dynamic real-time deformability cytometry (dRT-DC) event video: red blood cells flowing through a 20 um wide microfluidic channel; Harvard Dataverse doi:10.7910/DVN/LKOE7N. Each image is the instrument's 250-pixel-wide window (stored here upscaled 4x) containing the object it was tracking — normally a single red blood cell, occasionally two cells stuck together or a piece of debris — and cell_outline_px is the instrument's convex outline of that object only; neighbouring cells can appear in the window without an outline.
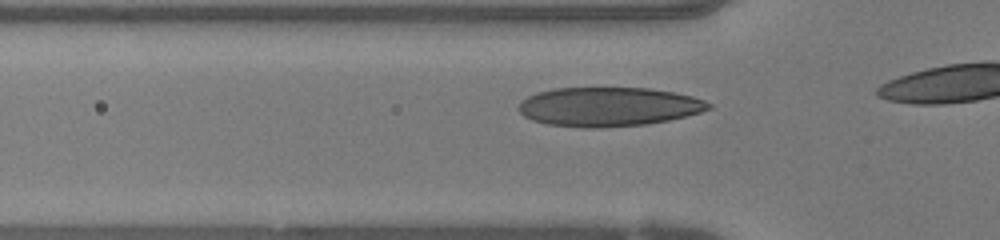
{"species": "human", "species_latin": "Homo sapiens", "temperature_condition": "warm", "stored_images_in_passage": 8, "camera_frame_rate_fps": 3000, "um_per_image_px": 0.085, "donor": {"sex": "female"}, "frame": {"image": 1, "passage_image": 3, "time_ms": 0.667, "image_size_px": [1000, 240], "cell_outline_px": [[712, 108], [700, 112], [668, 120], [644, 124], [600, 128], [584, 128], [548, 124], [532, 120], [524, 116], [516, 108], [528, 96], [536, 92], [552, 88], [648, 88], [672, 92], [692, 96], [704, 100], [712, 104]], "centroid_in_image_um": [51.7, 9.07], "position_along_channel_um": 74.1, "area_um2": 43.23}}
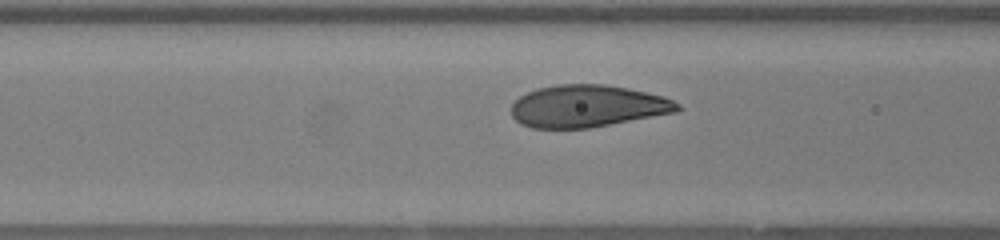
{"frame": {"image": 2, "passage_image": 6, "time_ms": 1.667, "image_size_px": [1000, 240], "cell_outline_px": [[680, 108], [676, 112], [588, 128], [532, 128], [520, 124], [512, 116], [512, 104], [520, 96], [536, 88], [556, 84], [604, 84], [628, 88], [664, 96], [680, 104]], "centroid_in_image_um": [49.91, 9.01], "position_along_channel_um": 116.7, "area_um2": 40.75}}